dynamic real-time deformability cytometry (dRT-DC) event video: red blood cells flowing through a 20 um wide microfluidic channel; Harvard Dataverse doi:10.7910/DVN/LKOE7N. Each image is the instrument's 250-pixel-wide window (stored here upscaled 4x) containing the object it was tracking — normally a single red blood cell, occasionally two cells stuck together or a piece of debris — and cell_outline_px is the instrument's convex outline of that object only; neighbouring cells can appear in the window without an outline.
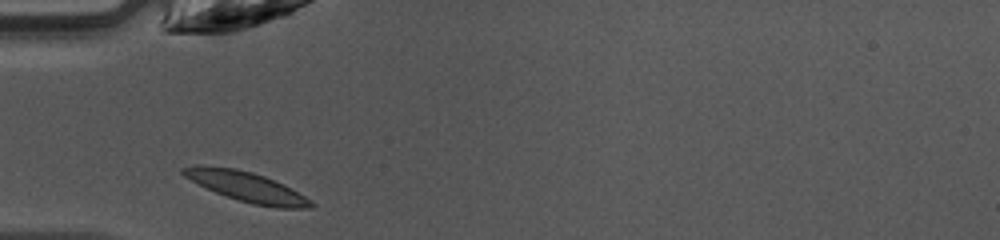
{"species": "common noctule bat (a hibernating species)", "species_latin": "Nyctalus noctula", "temperature_condition": "warm", "stored_images_in_passage": 26, "camera_frame_rate_fps": 3000, "um_per_image_px": 0.085, "animal": {"sex": "female", "body_mass_g": 10.0, "forearm_length_mm": 53.1}, "frame": {"image": 1, "passage_image": 1, "time_ms": 0.0, "image_size_px": [1000, 240], "cell_outline_px": [[316, 204], [312, 208], [276, 208], [252, 204], [216, 192], [184, 176], [180, 172], [180, 168], [196, 164], [204, 164], [236, 168], [252, 172], [264, 176], [284, 184], [292, 188], [312, 200]], "centroid_in_image_um": [20.98, 15.85], "position_along_channel_um": 64.0, "area_um2": 22.43}}
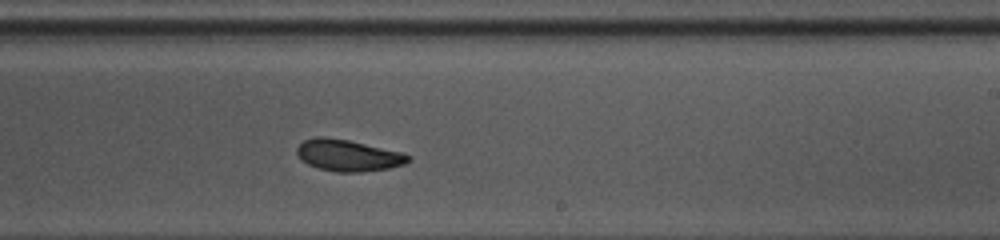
{"frame": {"image": 2, "passage_image": 15, "time_ms": 4.667, "image_size_px": [1000, 240], "cell_outline_px": [[412, 160], [404, 164], [388, 168], [360, 172], [336, 172], [316, 168], [308, 164], [296, 152], [296, 148], [304, 140], [316, 136], [320, 136], [348, 140], [404, 152], [412, 156]], "centroid_in_image_um": [29.63, 13.21], "position_along_channel_um": 259.4, "area_um2": 20.52}}
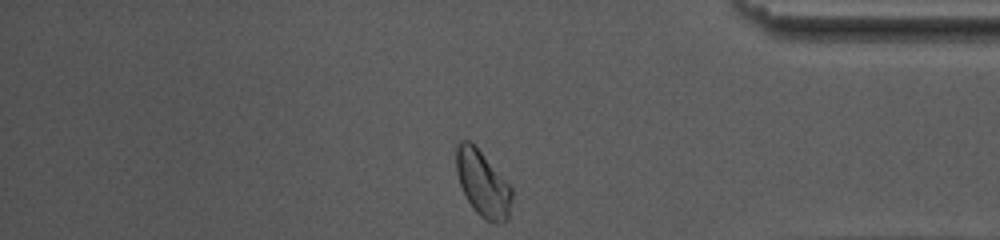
{"frame": {"image": 3, "passage_image": 26, "time_ms": 8.333, "image_size_px": [1000, 240], "cell_outline_px": [[512, 200], [508, 220], [484, 220], [476, 212], [468, 200], [460, 184], [456, 172], [456, 148], [460, 140], [468, 140], [480, 152], [512, 188]], "centroid_in_image_um": [41.02, 15.61], "position_along_channel_um": 394.2, "area_um2": 20.63}, "authors_computed_cell_mechanics": {"area_um2": 20.519, "velocity_mm_per_s": 4.2097, "shape_relaxation_time_tau1_ms": 6.9419, "shape_relaxation_time_tau2_ms": 5.2293, "deformation_change_tau1": 0.1888, "deformation_change_tau2": 0.0948}}